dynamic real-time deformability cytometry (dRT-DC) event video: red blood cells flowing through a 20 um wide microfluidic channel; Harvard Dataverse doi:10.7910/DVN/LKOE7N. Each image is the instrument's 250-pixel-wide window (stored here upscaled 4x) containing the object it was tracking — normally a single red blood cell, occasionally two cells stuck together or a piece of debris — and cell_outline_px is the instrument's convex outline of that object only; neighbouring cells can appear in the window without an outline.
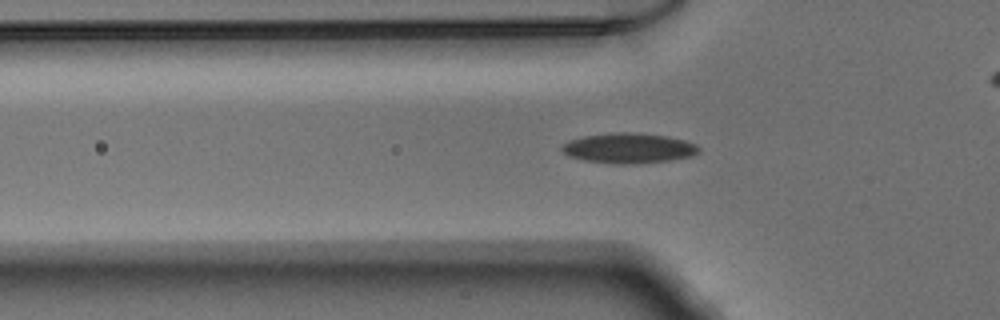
{"species": "Egyptian fruit bat (a non-hibernating species)", "species_latin": "Rousettus aegyptiacus", "temperature_condition": "warm", "stored_images_in_passage": 38, "camera_frame_rate_fps": 3000, "um_per_image_px": 0.085, "animal": {"sex": "male"}, "frame": {"image": 1, "passage_image": 3, "time_ms": 0.667, "image_size_px": [1000, 320], "cell_outline_px": [[700, 152], [692, 156], [668, 160], [624, 164], [620, 164], [584, 160], [568, 156], [560, 148], [564, 144], [572, 140], [584, 136], [612, 132], [636, 132], [668, 136], [684, 140], [696, 144], [700, 148]], "centroid_in_image_um": [53.46, 12.58], "position_along_channel_um": 72.3, "area_um2": 23.87}}
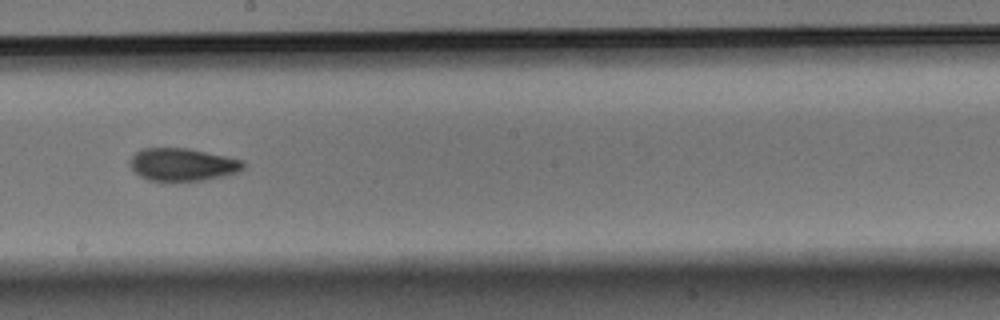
{"frame": {"image": 2, "passage_image": 15, "time_ms": 4.667, "image_size_px": [1000, 320], "cell_outline_px": [[244, 168], [236, 172], [224, 176], [204, 180], [172, 184], [148, 180], [140, 176], [128, 164], [128, 160], [136, 152], [144, 148], [188, 148], [244, 160]], "centroid_in_image_um": [15.48, 14.03], "position_along_channel_um": 232.7, "area_um2": 22.25}}
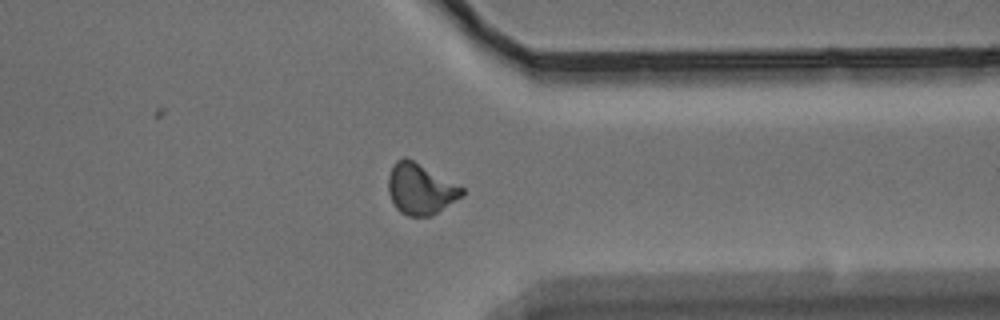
{"frame": {"image": 3, "passage_image": 26, "time_ms": 8.333, "image_size_px": [1000, 320], "cell_outline_px": [[464, 196], [432, 216], [408, 216], [400, 212], [396, 208], [388, 192], [388, 176], [392, 164], [396, 160], [404, 156], [412, 160], [464, 188]], "centroid_in_image_um": [35.72, 16.08], "position_along_channel_um": 375.7, "area_um2": 21.85}}